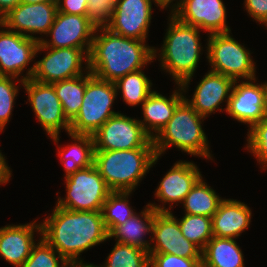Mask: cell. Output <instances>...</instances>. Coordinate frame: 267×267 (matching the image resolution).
<instances>
[{"label":"cell","mask_w":267,"mask_h":267,"mask_svg":"<svg viewBox=\"0 0 267 267\" xmlns=\"http://www.w3.org/2000/svg\"><path fill=\"white\" fill-rule=\"evenodd\" d=\"M41 222L42 237L71 265L81 253L109 240L101 211H74L55 205Z\"/></svg>","instance_id":"6da1fadb"},{"label":"cell","mask_w":267,"mask_h":267,"mask_svg":"<svg viewBox=\"0 0 267 267\" xmlns=\"http://www.w3.org/2000/svg\"><path fill=\"white\" fill-rule=\"evenodd\" d=\"M153 49L146 41L123 37L106 27L96 28L88 55L89 71L101 80L115 83L151 64Z\"/></svg>","instance_id":"7a4b0ae2"},{"label":"cell","mask_w":267,"mask_h":267,"mask_svg":"<svg viewBox=\"0 0 267 267\" xmlns=\"http://www.w3.org/2000/svg\"><path fill=\"white\" fill-rule=\"evenodd\" d=\"M167 24L169 25L163 37L161 49L156 47L153 49L154 60L156 61V58L160 60V69L166 70L175 85L180 84L185 94L199 67L200 56L203 54L202 43H200L202 30L180 22L172 14H169Z\"/></svg>","instance_id":"3957f363"},{"label":"cell","mask_w":267,"mask_h":267,"mask_svg":"<svg viewBox=\"0 0 267 267\" xmlns=\"http://www.w3.org/2000/svg\"><path fill=\"white\" fill-rule=\"evenodd\" d=\"M158 158L151 140L144 148L95 151L94 165L111 191L133 192Z\"/></svg>","instance_id":"277c9868"},{"label":"cell","mask_w":267,"mask_h":267,"mask_svg":"<svg viewBox=\"0 0 267 267\" xmlns=\"http://www.w3.org/2000/svg\"><path fill=\"white\" fill-rule=\"evenodd\" d=\"M205 119L206 117L198 114L183 99L168 123L152 139L156 156H163L162 154L173 146L189 155L213 160L208 138L202 127Z\"/></svg>","instance_id":"5b68a950"},{"label":"cell","mask_w":267,"mask_h":267,"mask_svg":"<svg viewBox=\"0 0 267 267\" xmlns=\"http://www.w3.org/2000/svg\"><path fill=\"white\" fill-rule=\"evenodd\" d=\"M117 95L113 82L101 80L88 71L82 105L70 122L69 132L93 135L110 117L119 113L112 109Z\"/></svg>","instance_id":"8992f818"},{"label":"cell","mask_w":267,"mask_h":267,"mask_svg":"<svg viewBox=\"0 0 267 267\" xmlns=\"http://www.w3.org/2000/svg\"><path fill=\"white\" fill-rule=\"evenodd\" d=\"M231 34V32L209 34L205 48L211 71L239 81L255 79L257 68L251 57V51L235 40Z\"/></svg>","instance_id":"52a82bcc"},{"label":"cell","mask_w":267,"mask_h":267,"mask_svg":"<svg viewBox=\"0 0 267 267\" xmlns=\"http://www.w3.org/2000/svg\"><path fill=\"white\" fill-rule=\"evenodd\" d=\"M65 179L66 196H58L56 206L74 211H102L112 192L95 165L80 169Z\"/></svg>","instance_id":"ba28073f"},{"label":"cell","mask_w":267,"mask_h":267,"mask_svg":"<svg viewBox=\"0 0 267 267\" xmlns=\"http://www.w3.org/2000/svg\"><path fill=\"white\" fill-rule=\"evenodd\" d=\"M42 51L45 55L42 59L35 61V71L32 76V79L38 82L54 83L83 75L89 71L90 49L49 48L39 43L36 57Z\"/></svg>","instance_id":"9c48e42d"},{"label":"cell","mask_w":267,"mask_h":267,"mask_svg":"<svg viewBox=\"0 0 267 267\" xmlns=\"http://www.w3.org/2000/svg\"><path fill=\"white\" fill-rule=\"evenodd\" d=\"M23 87L28 97L27 102L31 105L39 124L46 135L58 145L61 130L67 133L70 131V121L64 115L54 86L51 83H41L30 78L23 82Z\"/></svg>","instance_id":"30bf717a"},{"label":"cell","mask_w":267,"mask_h":267,"mask_svg":"<svg viewBox=\"0 0 267 267\" xmlns=\"http://www.w3.org/2000/svg\"><path fill=\"white\" fill-rule=\"evenodd\" d=\"M92 136L95 151L144 148L152 140L138 118L123 113L110 117Z\"/></svg>","instance_id":"8fae6325"},{"label":"cell","mask_w":267,"mask_h":267,"mask_svg":"<svg viewBox=\"0 0 267 267\" xmlns=\"http://www.w3.org/2000/svg\"><path fill=\"white\" fill-rule=\"evenodd\" d=\"M0 29V76L20 77L22 81L32 78L35 62L30 68L26 67L36 58L39 42L11 31L1 23Z\"/></svg>","instance_id":"7c38bea8"},{"label":"cell","mask_w":267,"mask_h":267,"mask_svg":"<svg viewBox=\"0 0 267 267\" xmlns=\"http://www.w3.org/2000/svg\"><path fill=\"white\" fill-rule=\"evenodd\" d=\"M57 12V2H21L4 15L0 23L11 31L40 42L53 25ZM35 34L41 35V38Z\"/></svg>","instance_id":"4fadbf2b"},{"label":"cell","mask_w":267,"mask_h":267,"mask_svg":"<svg viewBox=\"0 0 267 267\" xmlns=\"http://www.w3.org/2000/svg\"><path fill=\"white\" fill-rule=\"evenodd\" d=\"M235 80L226 113L240 123L248 124V130L266 117L267 82Z\"/></svg>","instance_id":"5bb4252c"},{"label":"cell","mask_w":267,"mask_h":267,"mask_svg":"<svg viewBox=\"0 0 267 267\" xmlns=\"http://www.w3.org/2000/svg\"><path fill=\"white\" fill-rule=\"evenodd\" d=\"M203 175L194 162L179 160L169 169L155 189V199L161 205L148 203L156 212H172L174 203H182L192 187ZM168 203V208L166 204ZM163 204V205H162Z\"/></svg>","instance_id":"9a60e30c"},{"label":"cell","mask_w":267,"mask_h":267,"mask_svg":"<svg viewBox=\"0 0 267 267\" xmlns=\"http://www.w3.org/2000/svg\"><path fill=\"white\" fill-rule=\"evenodd\" d=\"M149 253H168L186 258H202V250L181 232L172 212H157L154 216Z\"/></svg>","instance_id":"2e32d148"},{"label":"cell","mask_w":267,"mask_h":267,"mask_svg":"<svg viewBox=\"0 0 267 267\" xmlns=\"http://www.w3.org/2000/svg\"><path fill=\"white\" fill-rule=\"evenodd\" d=\"M96 27L86 15L57 12L55 20L47 33L48 40L39 43L49 48L91 49Z\"/></svg>","instance_id":"e0dca14e"},{"label":"cell","mask_w":267,"mask_h":267,"mask_svg":"<svg viewBox=\"0 0 267 267\" xmlns=\"http://www.w3.org/2000/svg\"><path fill=\"white\" fill-rule=\"evenodd\" d=\"M152 4V0H115V9L106 28L123 37L146 41Z\"/></svg>","instance_id":"ac0fdd59"},{"label":"cell","mask_w":267,"mask_h":267,"mask_svg":"<svg viewBox=\"0 0 267 267\" xmlns=\"http://www.w3.org/2000/svg\"><path fill=\"white\" fill-rule=\"evenodd\" d=\"M222 0H183L180 7L173 13L180 22L196 26L203 32H231L227 24V12Z\"/></svg>","instance_id":"d6986e66"},{"label":"cell","mask_w":267,"mask_h":267,"mask_svg":"<svg viewBox=\"0 0 267 267\" xmlns=\"http://www.w3.org/2000/svg\"><path fill=\"white\" fill-rule=\"evenodd\" d=\"M234 82L231 77L208 70L196 86L192 98L188 99L184 94V99L198 114L206 118L217 111L226 112ZM224 102L226 107L222 108L220 104Z\"/></svg>","instance_id":"ffe728a7"},{"label":"cell","mask_w":267,"mask_h":267,"mask_svg":"<svg viewBox=\"0 0 267 267\" xmlns=\"http://www.w3.org/2000/svg\"><path fill=\"white\" fill-rule=\"evenodd\" d=\"M35 232L42 236L41 221L36 219L27 224L0 227V257L13 267H21L37 243Z\"/></svg>","instance_id":"44dd1931"},{"label":"cell","mask_w":267,"mask_h":267,"mask_svg":"<svg viewBox=\"0 0 267 267\" xmlns=\"http://www.w3.org/2000/svg\"><path fill=\"white\" fill-rule=\"evenodd\" d=\"M252 211L240 200L224 198L212 219L213 235L217 238L238 239L250 227Z\"/></svg>","instance_id":"7402d4cb"},{"label":"cell","mask_w":267,"mask_h":267,"mask_svg":"<svg viewBox=\"0 0 267 267\" xmlns=\"http://www.w3.org/2000/svg\"><path fill=\"white\" fill-rule=\"evenodd\" d=\"M171 94L166 97L153 91L141 105L143 120L139 122L145 132L153 139L172 117L177 105L184 99L180 84H177Z\"/></svg>","instance_id":"603a6c76"},{"label":"cell","mask_w":267,"mask_h":267,"mask_svg":"<svg viewBox=\"0 0 267 267\" xmlns=\"http://www.w3.org/2000/svg\"><path fill=\"white\" fill-rule=\"evenodd\" d=\"M157 212L147 204L143 210L119 226H116L110 233L109 239L114 238L115 242L139 247L149 252L150 240H146V235L152 233L154 216ZM145 235V236H144Z\"/></svg>","instance_id":"cb8c5ba5"},{"label":"cell","mask_w":267,"mask_h":267,"mask_svg":"<svg viewBox=\"0 0 267 267\" xmlns=\"http://www.w3.org/2000/svg\"><path fill=\"white\" fill-rule=\"evenodd\" d=\"M74 143L57 146L58 157L63 164L65 175L69 177L80 169L90 167L94 164L95 146L92 135L67 133ZM62 147V148H61Z\"/></svg>","instance_id":"d4e9b609"},{"label":"cell","mask_w":267,"mask_h":267,"mask_svg":"<svg viewBox=\"0 0 267 267\" xmlns=\"http://www.w3.org/2000/svg\"><path fill=\"white\" fill-rule=\"evenodd\" d=\"M236 239L213 236L202 250L206 267H245L244 254Z\"/></svg>","instance_id":"484cf974"},{"label":"cell","mask_w":267,"mask_h":267,"mask_svg":"<svg viewBox=\"0 0 267 267\" xmlns=\"http://www.w3.org/2000/svg\"><path fill=\"white\" fill-rule=\"evenodd\" d=\"M223 199L205 182L202 176L181 204H183L185 214L212 217Z\"/></svg>","instance_id":"4316f807"},{"label":"cell","mask_w":267,"mask_h":267,"mask_svg":"<svg viewBox=\"0 0 267 267\" xmlns=\"http://www.w3.org/2000/svg\"><path fill=\"white\" fill-rule=\"evenodd\" d=\"M59 98L64 115L71 122L79 113L86 89V73L51 83Z\"/></svg>","instance_id":"83f0119b"},{"label":"cell","mask_w":267,"mask_h":267,"mask_svg":"<svg viewBox=\"0 0 267 267\" xmlns=\"http://www.w3.org/2000/svg\"><path fill=\"white\" fill-rule=\"evenodd\" d=\"M114 84L117 94L121 93L123 102L131 107L142 105L154 91L151 89L153 88L151 80L142 69L123 76Z\"/></svg>","instance_id":"f1b7e54d"},{"label":"cell","mask_w":267,"mask_h":267,"mask_svg":"<svg viewBox=\"0 0 267 267\" xmlns=\"http://www.w3.org/2000/svg\"><path fill=\"white\" fill-rule=\"evenodd\" d=\"M131 193L133 192L112 191L104 202L101 212L108 234L136 214L128 199Z\"/></svg>","instance_id":"f546056e"},{"label":"cell","mask_w":267,"mask_h":267,"mask_svg":"<svg viewBox=\"0 0 267 267\" xmlns=\"http://www.w3.org/2000/svg\"><path fill=\"white\" fill-rule=\"evenodd\" d=\"M107 259L98 267H149V252L139 247L115 243Z\"/></svg>","instance_id":"4dcf8cb0"},{"label":"cell","mask_w":267,"mask_h":267,"mask_svg":"<svg viewBox=\"0 0 267 267\" xmlns=\"http://www.w3.org/2000/svg\"><path fill=\"white\" fill-rule=\"evenodd\" d=\"M182 234L201 250L214 236L212 231V219L202 215L184 214L177 219Z\"/></svg>","instance_id":"1f68e13d"},{"label":"cell","mask_w":267,"mask_h":267,"mask_svg":"<svg viewBox=\"0 0 267 267\" xmlns=\"http://www.w3.org/2000/svg\"><path fill=\"white\" fill-rule=\"evenodd\" d=\"M36 241L31 254L21 267H71L42 236Z\"/></svg>","instance_id":"d6a6232c"},{"label":"cell","mask_w":267,"mask_h":267,"mask_svg":"<svg viewBox=\"0 0 267 267\" xmlns=\"http://www.w3.org/2000/svg\"><path fill=\"white\" fill-rule=\"evenodd\" d=\"M15 82L19 86L21 84L22 87L24 81L14 77L0 76V132L4 131L11 119L15 100L19 94V87Z\"/></svg>","instance_id":"836d02e7"},{"label":"cell","mask_w":267,"mask_h":267,"mask_svg":"<svg viewBox=\"0 0 267 267\" xmlns=\"http://www.w3.org/2000/svg\"><path fill=\"white\" fill-rule=\"evenodd\" d=\"M246 150L256 158L262 170L267 169V117L253 125L247 132Z\"/></svg>","instance_id":"e575fe53"},{"label":"cell","mask_w":267,"mask_h":267,"mask_svg":"<svg viewBox=\"0 0 267 267\" xmlns=\"http://www.w3.org/2000/svg\"><path fill=\"white\" fill-rule=\"evenodd\" d=\"M115 0H87L86 17L96 27H106L113 15Z\"/></svg>","instance_id":"d590c367"},{"label":"cell","mask_w":267,"mask_h":267,"mask_svg":"<svg viewBox=\"0 0 267 267\" xmlns=\"http://www.w3.org/2000/svg\"><path fill=\"white\" fill-rule=\"evenodd\" d=\"M149 267H200L202 258H186L168 253H149Z\"/></svg>","instance_id":"8d00e7d4"},{"label":"cell","mask_w":267,"mask_h":267,"mask_svg":"<svg viewBox=\"0 0 267 267\" xmlns=\"http://www.w3.org/2000/svg\"><path fill=\"white\" fill-rule=\"evenodd\" d=\"M244 9L259 25L267 22V0H244Z\"/></svg>","instance_id":"74e56055"},{"label":"cell","mask_w":267,"mask_h":267,"mask_svg":"<svg viewBox=\"0 0 267 267\" xmlns=\"http://www.w3.org/2000/svg\"><path fill=\"white\" fill-rule=\"evenodd\" d=\"M57 10L66 14L86 15L87 0H57Z\"/></svg>","instance_id":"f35d334b"},{"label":"cell","mask_w":267,"mask_h":267,"mask_svg":"<svg viewBox=\"0 0 267 267\" xmlns=\"http://www.w3.org/2000/svg\"><path fill=\"white\" fill-rule=\"evenodd\" d=\"M5 155L0 150V185L9 183L12 177V170L8 163H6Z\"/></svg>","instance_id":"ab89813d"},{"label":"cell","mask_w":267,"mask_h":267,"mask_svg":"<svg viewBox=\"0 0 267 267\" xmlns=\"http://www.w3.org/2000/svg\"><path fill=\"white\" fill-rule=\"evenodd\" d=\"M173 1H175V0H152V2L154 4H156L157 7L160 8V10H162V9L164 10V9H167V7H169L170 8L169 11L172 15L180 7L183 0H179V1L176 0L175 1L176 3H174Z\"/></svg>","instance_id":"60d3db41"},{"label":"cell","mask_w":267,"mask_h":267,"mask_svg":"<svg viewBox=\"0 0 267 267\" xmlns=\"http://www.w3.org/2000/svg\"><path fill=\"white\" fill-rule=\"evenodd\" d=\"M19 3L21 0H0V19Z\"/></svg>","instance_id":"b9f144b4"},{"label":"cell","mask_w":267,"mask_h":267,"mask_svg":"<svg viewBox=\"0 0 267 267\" xmlns=\"http://www.w3.org/2000/svg\"><path fill=\"white\" fill-rule=\"evenodd\" d=\"M21 2L33 4V3H43V2H57V0H21Z\"/></svg>","instance_id":"7bdbcfd3"},{"label":"cell","mask_w":267,"mask_h":267,"mask_svg":"<svg viewBox=\"0 0 267 267\" xmlns=\"http://www.w3.org/2000/svg\"><path fill=\"white\" fill-rule=\"evenodd\" d=\"M71 267H98V266L95 264L86 262V263H80V264H73L71 265Z\"/></svg>","instance_id":"ee69618b"},{"label":"cell","mask_w":267,"mask_h":267,"mask_svg":"<svg viewBox=\"0 0 267 267\" xmlns=\"http://www.w3.org/2000/svg\"><path fill=\"white\" fill-rule=\"evenodd\" d=\"M266 117H267V93H266Z\"/></svg>","instance_id":"f6af8a7d"}]
</instances>
